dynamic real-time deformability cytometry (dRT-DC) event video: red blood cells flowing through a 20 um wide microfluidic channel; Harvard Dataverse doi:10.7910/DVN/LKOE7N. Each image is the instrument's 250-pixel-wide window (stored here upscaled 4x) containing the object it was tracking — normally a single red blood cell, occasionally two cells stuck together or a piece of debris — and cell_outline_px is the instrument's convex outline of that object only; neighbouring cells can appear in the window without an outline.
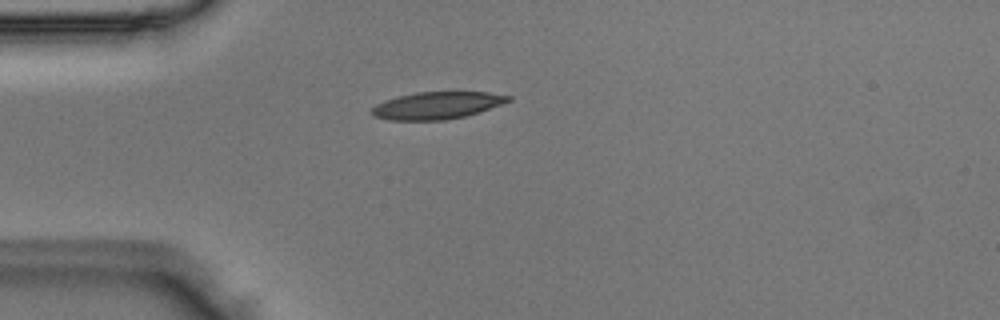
{"species": "Egyptian fruit bat (a non-hibernating species)", "species_latin": "Rousettus aegyptiacus", "temperature_condition": "room temperature", "stored_images_in_passage": 37, "camera_frame_rate_fps": 3000, "um_per_image_px": 0.085, "animal": {"sex": "male"}, "frame": {"image": 1, "passage_image": 1, "time_ms": 0.0, "image_size_px": [1000, 320], "cell_outline_px": [[512, 100], [464, 116], [444, 120], [388, 120], [372, 116], [372, 108], [376, 104], [400, 96], [416, 92], [488, 92], [512, 96]], "centroid_in_image_um": [37.13, 8.96], "position_along_channel_um": 47.9, "area_um2": 21.27}}
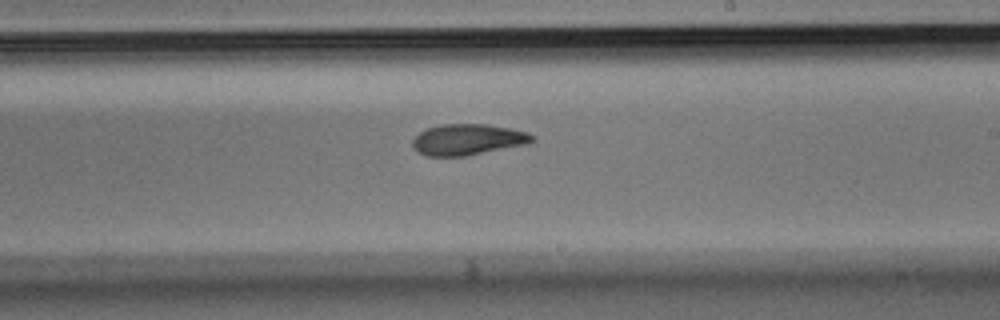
{"frame": {"image": 2, "passage_image": 17, "time_ms": 5.333, "image_size_px": [1000, 320], "cell_outline_px": [[536, 140], [528, 144], [464, 156], [428, 156], [412, 148], [412, 140], [420, 132], [428, 128], [444, 124], [488, 124], [528, 132], [536, 136]], "centroid_in_image_um": [39.8, 11.86], "position_along_channel_um": 249.2, "area_um2": 21.62}}
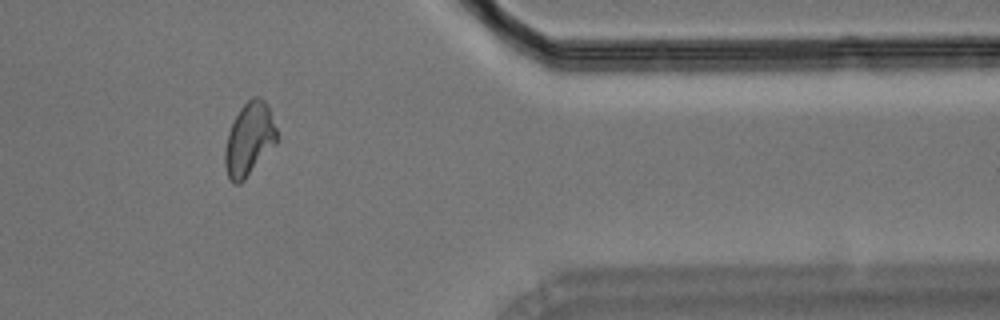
{"frame": {"image": 3, "passage_image": 29, "time_ms": 9.333, "image_size_px": [1000, 320], "cell_outline_px": [[280, 140], [244, 180], [240, 184], [232, 184], [228, 176], [224, 164], [224, 148], [228, 132], [240, 108], [252, 96], [260, 96], [264, 100], [268, 108], [276, 128]], "centroid_in_image_um": [21.18, 11.86], "position_along_channel_um": 390.2, "area_um2": 22.25}}